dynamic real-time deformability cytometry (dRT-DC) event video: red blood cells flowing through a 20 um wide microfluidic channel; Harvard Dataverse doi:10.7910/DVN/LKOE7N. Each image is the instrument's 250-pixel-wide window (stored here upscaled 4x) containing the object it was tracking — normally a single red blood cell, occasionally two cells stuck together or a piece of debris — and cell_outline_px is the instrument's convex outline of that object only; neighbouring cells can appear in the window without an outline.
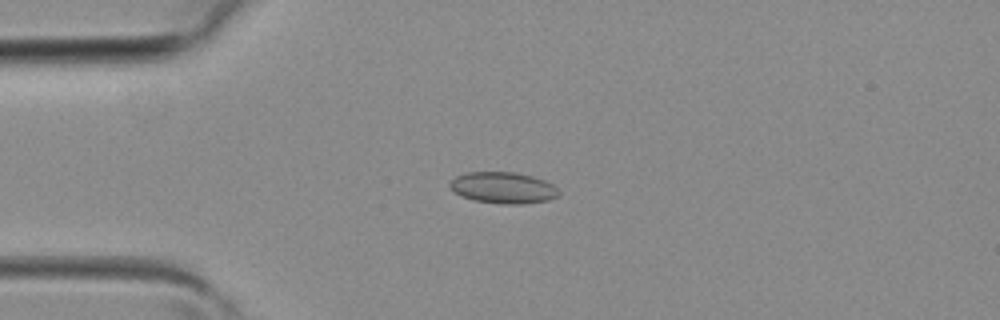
{"species": "common noctule bat (a hibernating species)", "species_latin": "Nyctalus noctula", "temperature_condition": "room temperature", "stored_images_in_passage": 3, "camera_frame_rate_fps": 3000, "um_per_image_px": 0.085, "animal": {"sex": "female", "body_mass_g": 19.3, "forearm_length_mm": 54.1}, "frame": {"image": 1, "passage_image": 2, "time_ms": 0.333, "image_size_px": [1000, 320], "cell_outline_px": [[560, 196], [548, 200], [520, 204], [500, 204], [472, 200], [456, 192], [448, 184], [456, 176], [468, 172], [516, 172], [532, 176], [544, 180], [552, 184], [560, 192]], "centroid_in_image_um": [42.8, 15.96], "position_along_channel_um": 42.2, "area_um2": 19.83}}